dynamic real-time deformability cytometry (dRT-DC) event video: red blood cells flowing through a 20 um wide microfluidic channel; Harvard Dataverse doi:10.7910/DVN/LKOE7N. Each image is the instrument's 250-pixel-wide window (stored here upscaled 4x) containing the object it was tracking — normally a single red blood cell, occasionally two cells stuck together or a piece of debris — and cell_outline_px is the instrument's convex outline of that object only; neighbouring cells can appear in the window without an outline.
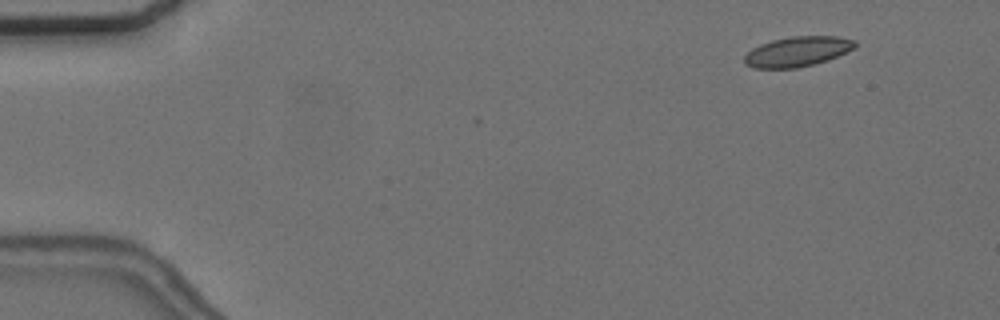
{"species": "common noctule bat (a hibernating species)", "species_latin": "Nyctalus noctula", "temperature_condition": "cold", "stored_images_in_passage": 57, "camera_frame_rate_fps": 3000, "um_per_image_px": 0.085, "animal": {"sex": "female", "body_mass_g": 24.6, "forearm_length_mm": 56.2}, "frame": {"image": 1, "passage_image": 6, "time_ms": 1.667, "image_size_px": [1000, 320], "cell_outline_px": [[856, 48], [828, 60], [816, 64], [796, 68], [752, 68], [744, 64], [744, 56], [752, 48], [760, 44], [772, 40], [792, 36], [836, 36], [856, 40]], "centroid_in_image_um": [67.79, 4.38], "position_along_channel_um": 17.2, "area_um2": 19.54}}
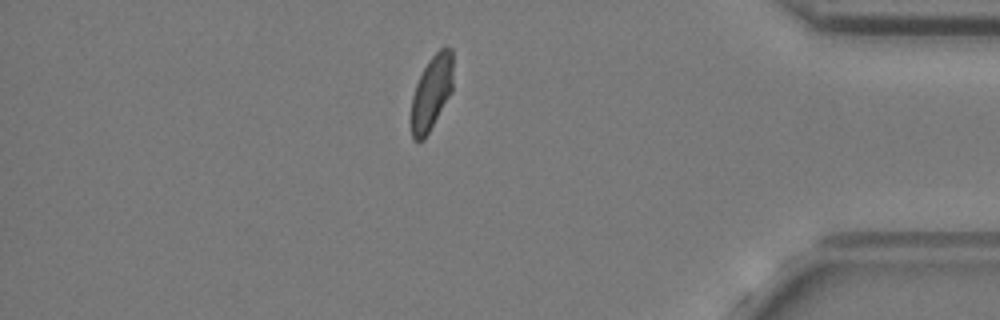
{"frame": {"image": 2, "passage_image": 49, "time_ms": 16.0, "image_size_px": [1000, 320], "cell_outline_px": [[452, 92], [424, 140], [412, 140], [408, 120], [412, 96], [416, 84], [428, 60], [440, 48], [452, 48]], "centroid_in_image_um": [36.63, 7.95], "position_along_channel_um": 398.6, "area_um2": 18.55}}
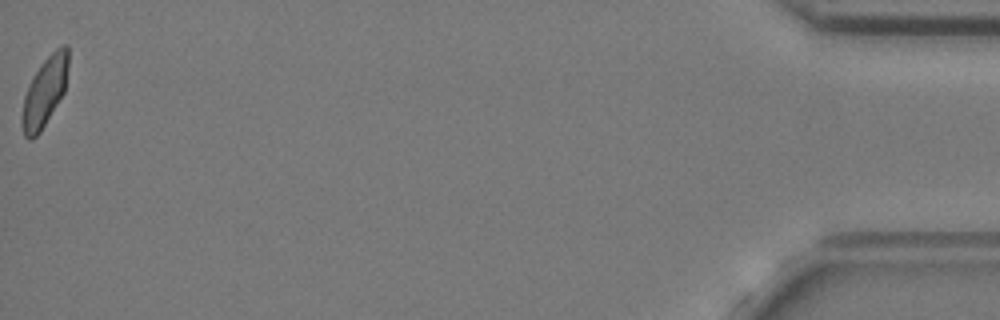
{"frame": {"image": 3, "passage_image": 57, "time_ms": 18.667, "image_size_px": [1000, 320], "cell_outline_px": [[68, 68], [64, 92], [40, 132], [32, 140], [28, 140], [24, 136], [20, 124], [20, 116], [24, 96], [40, 64], [56, 48], [64, 44], [68, 44]], "centroid_in_image_um": [3.78, 7.83], "position_along_channel_um": 431.4, "area_um2": 18.67}, "authors_computed_cell_mechanics": {"area_um2": 19.3052, "velocity_mm_per_s": 3.6623, "shape_relaxation_time_tau1_ms": 2.3867, "shape_relaxation_time_tau2_ms": 1.3148, "deformation_change_tau1": 0.0709, "deformation_change_tau2": 0.0409}}